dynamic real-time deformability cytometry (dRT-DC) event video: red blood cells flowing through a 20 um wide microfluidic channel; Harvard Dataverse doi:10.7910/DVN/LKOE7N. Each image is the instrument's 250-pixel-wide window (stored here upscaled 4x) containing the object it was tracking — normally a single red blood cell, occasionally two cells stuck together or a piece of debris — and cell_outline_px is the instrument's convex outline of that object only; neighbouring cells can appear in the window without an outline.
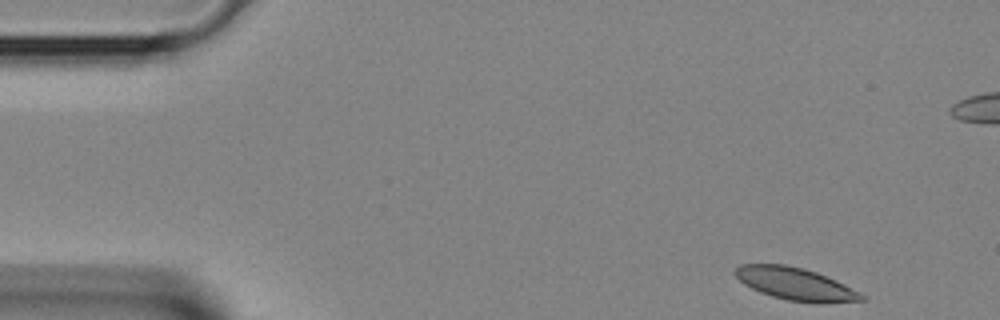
{"species": "Egyptian fruit bat (a non-hibernating species)", "species_latin": "Rousettus aegyptiacus", "temperature_condition": "room temperature", "stored_images_in_passage": 16, "camera_frame_rate_fps": 3000, "um_per_image_px": 0.085, "animal": {"sex": "female"}, "frame": {"image": 1, "passage_image": 1, "time_ms": 0.0, "image_size_px": [1000, 320], "cell_outline_px": [[864, 300], [820, 304], [788, 300], [772, 296], [760, 292], [744, 284], [732, 272], [740, 264], [784, 264], [804, 268], [816, 272], [836, 280], [844, 284], [864, 296]], "centroid_in_image_um": [67.59, 24.13], "position_along_channel_um": 17.4, "area_um2": 23.81}}
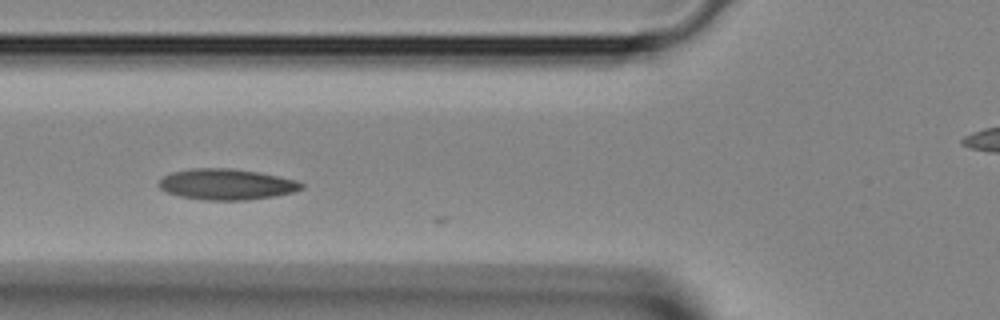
{"frame": {"image": 2, "passage_image": 12, "time_ms": 3.667, "image_size_px": [1000, 320], "cell_outline_px": [[304, 188], [292, 192], [272, 196], [248, 200], [204, 200], [180, 196], [168, 192], [160, 188], [156, 184], [164, 176], [172, 172], [192, 168], [232, 168], [256, 172], [296, 180], [304, 184]], "centroid_in_image_um": [19.23, 15.66], "position_along_channel_um": 106.6, "area_um2": 25.49}}
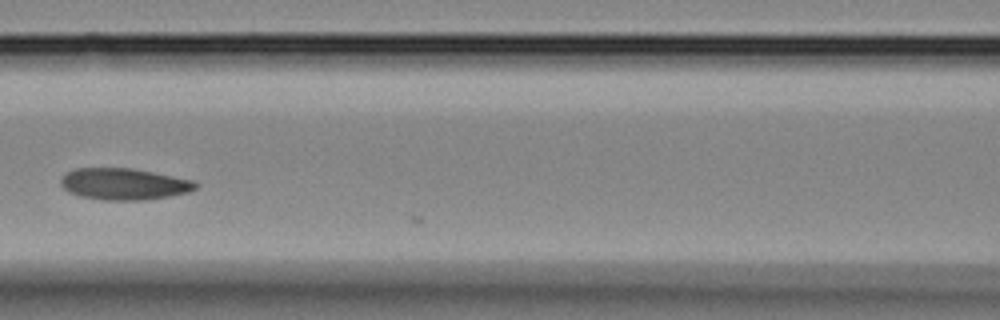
{"frame": {"image": 3, "passage_image": 15, "time_ms": 4.667, "image_size_px": [1000, 320], "cell_outline_px": [[200, 184], [196, 188], [188, 192], [168, 196], [144, 200], [104, 200], [84, 196], [68, 192], [60, 184], [60, 180], [68, 172], [76, 168], [132, 168], [192, 180]], "centroid_in_image_um": [10.54, 15.64], "position_along_channel_um": 156.1, "area_um2": 24.51}}